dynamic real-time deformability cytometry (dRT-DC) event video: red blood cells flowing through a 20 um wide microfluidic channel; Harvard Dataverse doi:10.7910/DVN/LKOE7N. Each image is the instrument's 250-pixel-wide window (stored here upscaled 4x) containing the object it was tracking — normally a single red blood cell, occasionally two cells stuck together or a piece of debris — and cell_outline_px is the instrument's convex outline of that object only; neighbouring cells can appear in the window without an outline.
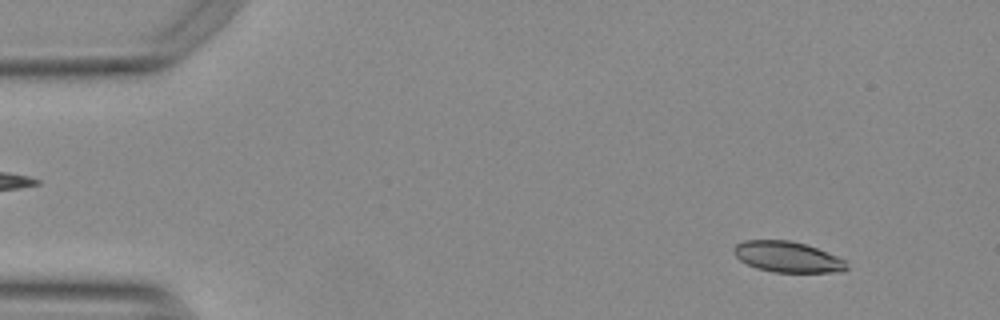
{"species": "Egyptian fruit bat (a non-hibernating species)", "species_latin": "Rousettus aegyptiacus", "temperature_condition": "warm", "stored_images_in_passage": 13, "camera_frame_rate_fps": 3000, "um_per_image_px": 0.085, "animal": {"sex": "female"}, "frame": {"image": 1, "passage_image": 3, "time_ms": 0.667, "image_size_px": [1000, 320], "cell_outline_px": [[848, 268], [840, 272], [772, 272], [756, 268], [740, 260], [736, 256], [732, 248], [736, 244], [744, 240], [788, 240], [804, 244], [816, 248], [836, 256], [844, 260]], "centroid_in_image_um": [66.9, 21.84], "position_along_channel_um": 18.1, "area_um2": 20.06}}